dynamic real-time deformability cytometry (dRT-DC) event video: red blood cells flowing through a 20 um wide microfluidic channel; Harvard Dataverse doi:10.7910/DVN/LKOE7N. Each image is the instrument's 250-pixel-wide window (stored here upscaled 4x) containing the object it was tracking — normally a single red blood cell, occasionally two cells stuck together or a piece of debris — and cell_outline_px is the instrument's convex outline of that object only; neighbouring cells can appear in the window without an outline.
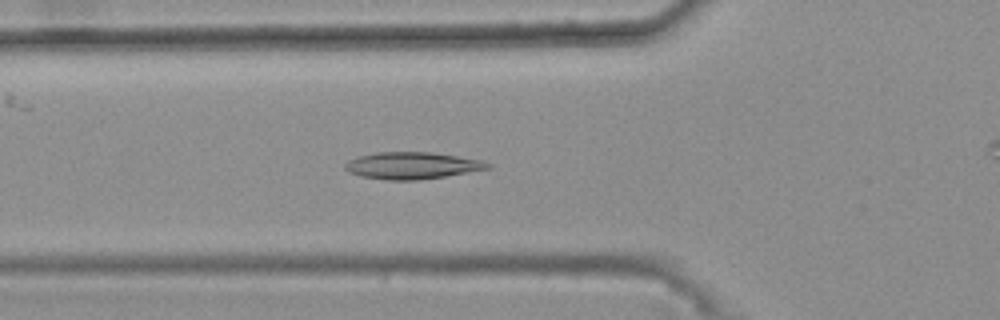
{"species": "common noctule bat (a hibernating species)", "species_latin": "Nyctalus noctula", "temperature_condition": "warm", "stored_images_in_passage": 48, "camera_frame_rate_fps": 3000, "um_per_image_px": 0.085, "animal": {"sex": "female", "body_mass_g": 25.1}, "frame": {"image": 1, "passage_image": 19, "time_ms": 6.0, "image_size_px": [1000, 320], "cell_outline_px": [[492, 168], [420, 180], [388, 180], [360, 176], [348, 172], [344, 168], [344, 164], [348, 160], [360, 156], [376, 152], [428, 152], [484, 160], [492, 164]], "centroid_in_image_um": [35.03, 14.07], "position_along_channel_um": 90.8, "area_um2": 22.37}}
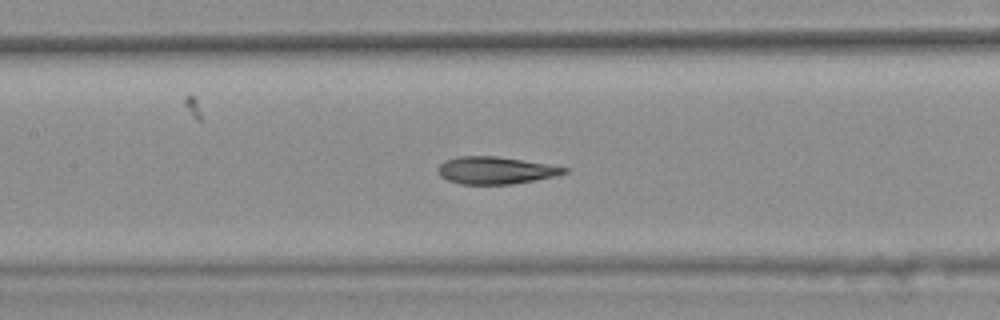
{"frame": {"image": 2, "passage_image": 25, "time_ms": 8.0, "image_size_px": [1000, 320], "cell_outline_px": [[568, 172], [556, 176], [536, 180], [512, 184], [460, 184], [448, 180], [440, 176], [436, 172], [436, 168], [444, 160], [456, 156], [496, 156], [568, 168]], "centroid_in_image_um": [42.05, 14.48], "position_along_channel_um": 165.3, "area_um2": 20.06}}
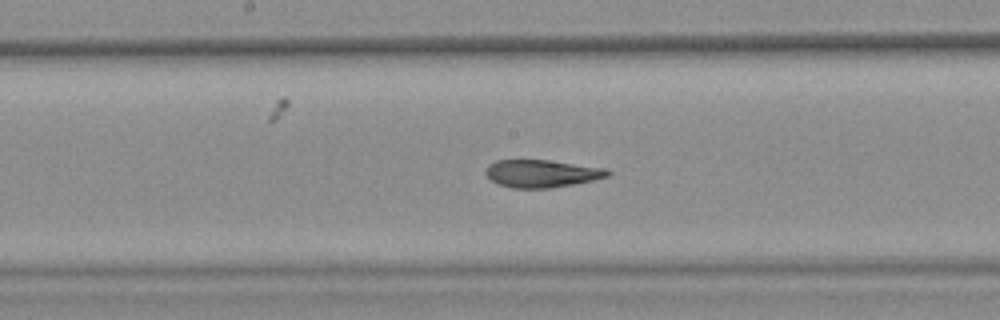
{"frame": {"image": 3, "passage_image": 28, "time_ms": 9.0, "image_size_px": [1000, 320], "cell_outline_px": [[612, 172], [608, 176], [592, 180], [552, 188], [512, 188], [496, 184], [484, 172], [488, 164], [496, 160], [548, 160], [608, 168]], "centroid_in_image_um": [46.04, 14.74], "position_along_channel_um": 202.2, "area_um2": 19.71}}